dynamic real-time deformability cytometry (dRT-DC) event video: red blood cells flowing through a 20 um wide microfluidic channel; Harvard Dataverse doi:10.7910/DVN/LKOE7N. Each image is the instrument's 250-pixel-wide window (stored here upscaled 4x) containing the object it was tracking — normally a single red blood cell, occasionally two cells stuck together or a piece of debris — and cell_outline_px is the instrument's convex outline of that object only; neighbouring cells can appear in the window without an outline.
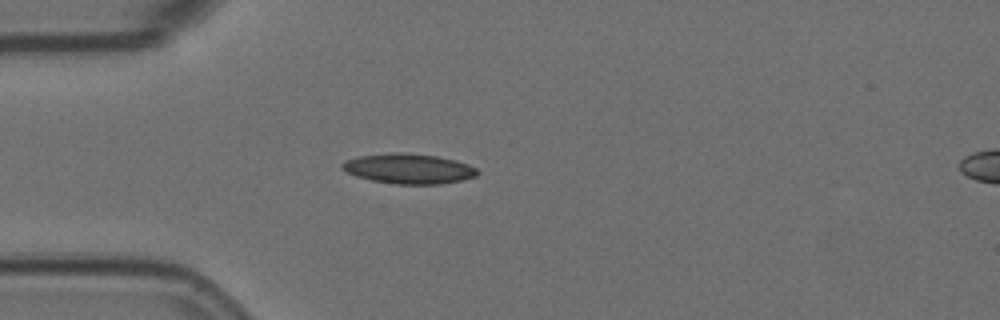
{"species": "Egyptian fruit bat (a non-hibernating species)", "species_latin": "Rousettus aegyptiacus", "temperature_condition": "room temperature", "stored_images_in_passage": 42, "camera_frame_rate_fps": 3000, "um_per_image_px": 0.085, "animal": {"sex": "female"}, "frame": {"image": 1, "passage_image": 1, "time_ms": 0.0, "image_size_px": [1000, 320], "cell_outline_px": [[480, 172], [476, 176], [460, 180], [440, 184], [396, 184], [372, 180], [356, 176], [340, 168], [340, 164], [344, 160], [360, 156], [388, 152], [404, 152], [436, 156], [456, 160], [468, 164], [476, 168]], "centroid_in_image_um": [34.72, 14.32], "position_along_channel_um": 50.3, "area_um2": 23.76}}
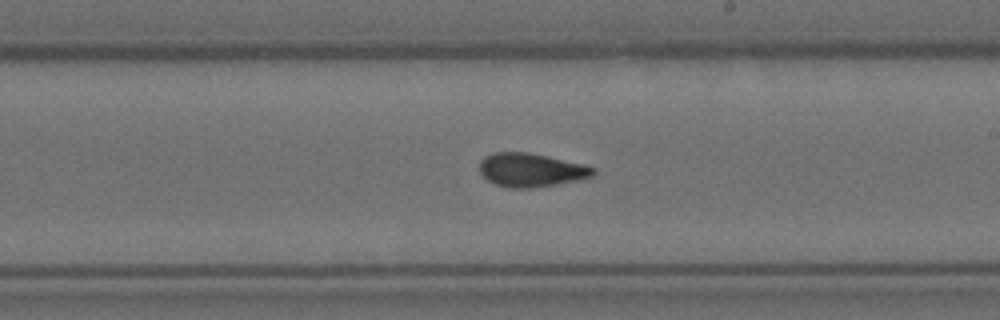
{"frame": {"image": 2, "passage_image": 18, "time_ms": 5.667, "image_size_px": [1000, 320], "cell_outline_px": [[596, 172], [592, 176], [576, 180], [556, 184], [532, 188], [512, 188], [496, 184], [488, 180], [480, 172], [480, 160], [484, 156], [492, 152], [528, 152], [584, 164], [596, 168]], "centroid_in_image_um": [45.13, 14.44], "position_along_channel_um": 243.9, "area_um2": 22.2}}
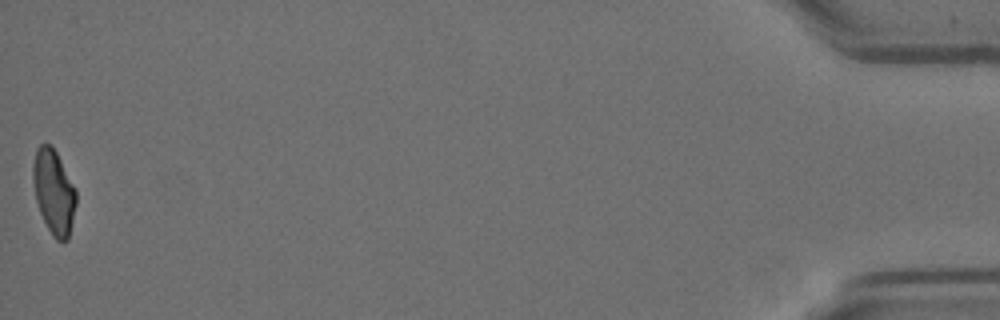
{"frame": {"image": 3, "passage_image": 42, "time_ms": 13.667, "image_size_px": [1000, 320], "cell_outline_px": [[76, 204], [68, 240], [56, 240], [52, 236], [40, 212], [36, 200], [32, 180], [32, 168], [36, 148], [40, 144], [52, 144], [76, 188]], "centroid_in_image_um": [4.57, 16.28], "position_along_channel_um": 430.6, "area_um2": 21.33}, "authors_computed_cell_mechanics": {"area_um2": 22.0218, "velocity_mm_per_s": 3.5858, "shape_relaxation_time_tau1_ms": null, "shape_relaxation_time_tau2_ms": 2.0293, "deformation_change_tau1": null, "deformation_change_tau2": 0.0806}}